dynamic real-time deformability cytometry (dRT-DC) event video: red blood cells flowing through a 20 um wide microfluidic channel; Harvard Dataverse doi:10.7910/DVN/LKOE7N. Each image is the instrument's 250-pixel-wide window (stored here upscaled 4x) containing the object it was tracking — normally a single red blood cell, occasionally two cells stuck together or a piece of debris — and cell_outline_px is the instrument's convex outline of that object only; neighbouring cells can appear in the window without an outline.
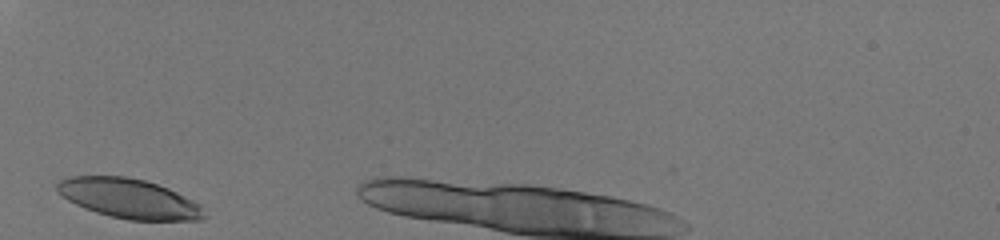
{"species": "human", "species_latin": "Homo sapiens", "temperature_condition": "room temperature", "stored_images_in_passage": 26, "camera_frame_rate_fps": 3000, "um_per_image_px": 0.085, "donor": {"sex": "male"}, "frame": {"image": 1, "passage_image": 1, "time_ms": 0.0, "image_size_px": [1000, 240], "cell_outline_px": [[208, 216], [200, 220], [128, 220], [96, 212], [84, 208], [68, 200], [56, 188], [56, 184], [60, 180], [68, 176], [124, 176], [144, 180], [168, 188], [200, 204]], "centroid_in_image_um": [10.98, 16.88], "position_along_channel_um": 74.0, "area_um2": 33.76}}
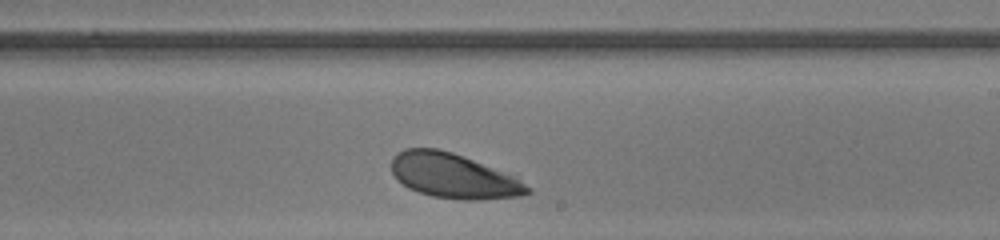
{"frame": {"image": 2, "passage_image": 15, "time_ms": 4.667, "image_size_px": [1000, 240], "cell_outline_px": [[532, 192], [520, 196], [480, 200], [464, 200], [432, 196], [408, 188], [396, 180], [392, 172], [392, 156], [396, 152], [404, 148], [436, 148], [452, 152], [512, 176], [520, 180], [532, 188]], "centroid_in_image_um": [38.5, 14.96], "position_along_channel_um": 250.5, "area_um2": 35.26}}
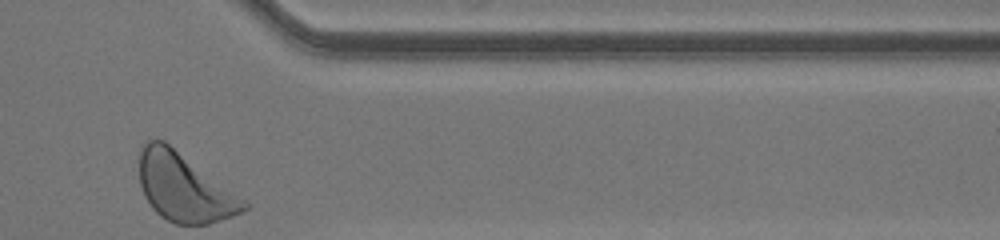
{"frame": {"image": 3, "passage_image": 26, "time_ms": 8.333, "image_size_px": [1000, 240], "cell_outline_px": [[252, 204], [248, 208], [232, 216], [208, 224], [176, 224], [160, 216], [152, 208], [144, 196], [140, 184], [136, 160], [140, 148], [148, 140], [164, 140], [248, 200]], "centroid_in_image_um": [15.65, 15.91], "position_along_channel_um": 395.8, "area_um2": 42.25}, "authors_computed_cell_mechanics": {"area_um2": 35.2869, "velocity_mm_per_s": 4.0238, "shape_relaxation_time_tau1_ms": 0.6827, "shape_relaxation_time_tau2_ms": null, "deformation_change_tau1": 0.0607, "deformation_change_tau2": null}}